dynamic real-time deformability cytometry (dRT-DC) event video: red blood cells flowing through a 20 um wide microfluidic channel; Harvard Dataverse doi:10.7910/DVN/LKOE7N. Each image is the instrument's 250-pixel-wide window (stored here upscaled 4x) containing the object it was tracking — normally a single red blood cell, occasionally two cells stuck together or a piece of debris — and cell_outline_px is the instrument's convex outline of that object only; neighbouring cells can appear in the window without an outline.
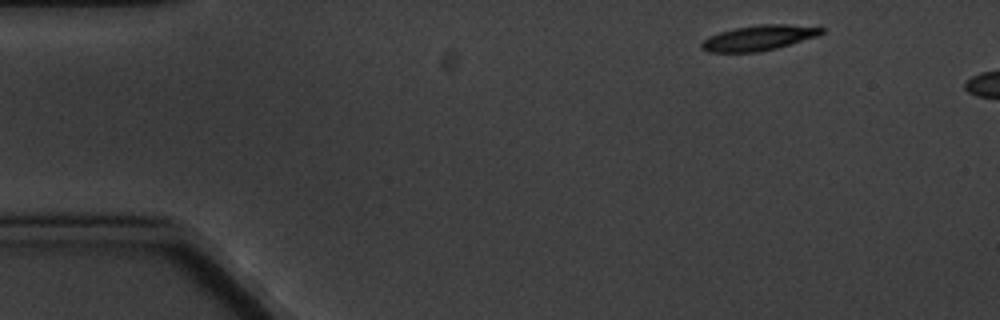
{"species": "common noctule bat (a hibernating species)", "species_latin": "Nyctalus noctula", "temperature_condition": "cold", "stored_images_in_passage": 3, "camera_frame_rate_fps": 3000, "um_per_image_px": 0.085, "animal": {"sex": "male", "body_mass_g": 20.1, "forearm_length_mm": 53.5}, "frame": {"image": 1, "passage_image": 1, "time_ms": 0.0, "image_size_px": [1000, 320], "cell_outline_px": [[824, 32], [816, 36], [776, 48], [760, 52], [708, 52], [700, 48], [700, 44], [708, 36], [720, 32], [736, 28], [760, 24], [788, 24], [824, 28]], "centroid_in_image_um": [64.45, 3.22], "position_along_channel_um": 20.5, "area_um2": 17.46}}